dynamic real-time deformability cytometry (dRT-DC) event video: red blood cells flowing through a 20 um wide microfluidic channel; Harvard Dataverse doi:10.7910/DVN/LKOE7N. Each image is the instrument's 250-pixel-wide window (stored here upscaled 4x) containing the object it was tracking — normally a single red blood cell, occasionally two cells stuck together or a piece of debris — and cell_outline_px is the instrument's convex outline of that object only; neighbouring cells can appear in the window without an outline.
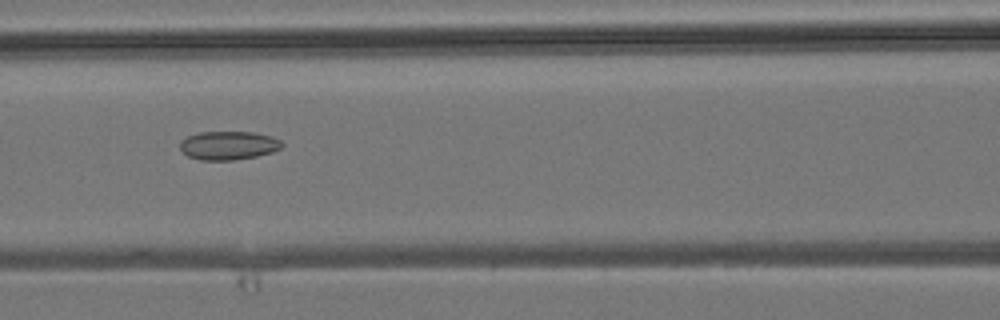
{"species": "common noctule bat (a hibernating species)", "species_latin": "Nyctalus noctula", "temperature_condition": "room temperature", "stored_images_in_passage": 7, "camera_frame_rate_fps": 3000, "um_per_image_px": 0.085, "animal": {"sex": "male", "body_mass_g": 19.2, "forearm_length_mm": 51.8}, "frame": {"image": 1, "passage_image": 6, "time_ms": 6.0, "image_size_px": [1000, 320], "cell_outline_px": [[284, 144], [280, 148], [272, 152], [256, 156], [232, 160], [200, 160], [188, 156], [180, 148], [180, 140], [188, 136], [200, 132], [252, 132], [272, 136], [280, 140]], "centroid_in_image_um": [19.42, 12.36], "position_along_channel_um": 147.2, "area_um2": 16.94}}
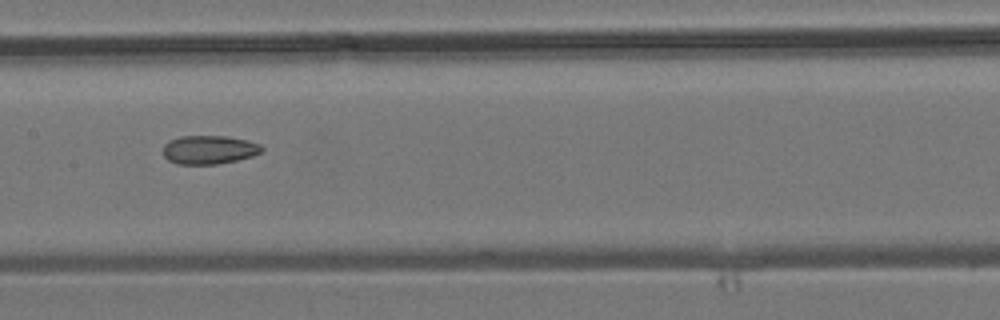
{"frame": {"image": 2, "passage_image": 7, "time_ms": 7.0, "image_size_px": [1000, 320], "cell_outline_px": [[264, 148], [260, 152], [252, 156], [236, 160], [216, 164], [176, 164], [168, 160], [164, 156], [164, 144], [168, 140], [180, 136], [224, 136], [248, 140], [260, 144]], "centroid_in_image_um": [17.75, 12.72], "position_along_channel_um": 189.6, "area_um2": 16.47}}